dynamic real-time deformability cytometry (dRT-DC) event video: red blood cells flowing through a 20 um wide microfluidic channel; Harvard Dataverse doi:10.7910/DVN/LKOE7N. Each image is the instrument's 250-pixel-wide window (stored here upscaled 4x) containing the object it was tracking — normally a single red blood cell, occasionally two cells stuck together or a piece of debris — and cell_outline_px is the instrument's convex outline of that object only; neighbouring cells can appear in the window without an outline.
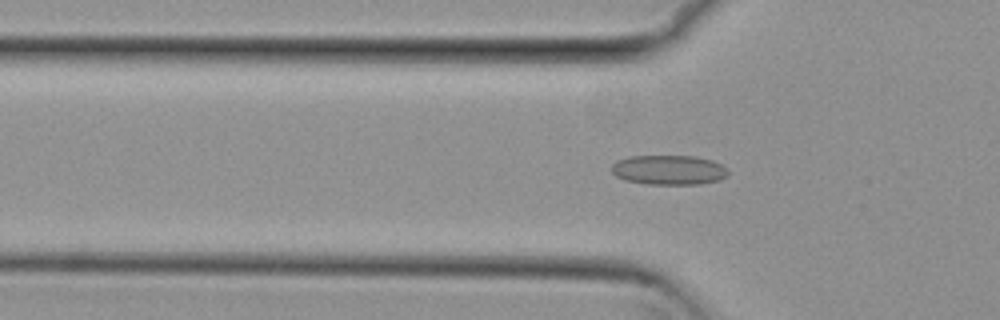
{"species": "common noctule bat (a hibernating species)", "species_latin": "Nyctalus noctula", "temperature_condition": "cold", "stored_images_in_passage": 56, "camera_frame_rate_fps": 3000, "um_per_image_px": 0.085, "animal": {"sex": "female", "body_mass_g": 29.2, "forearm_length_mm": 56.3}, "frame": {"image": 1, "passage_image": 18, "time_ms": 5.667, "image_size_px": [1000, 320], "cell_outline_px": [[728, 176], [720, 180], [700, 184], [648, 184], [624, 180], [616, 176], [612, 172], [612, 164], [616, 160], [632, 156], [696, 156], [712, 160], [728, 168]], "centroid_in_image_um": [56.87, 14.44], "position_along_channel_um": 68.9, "area_um2": 20.29}}
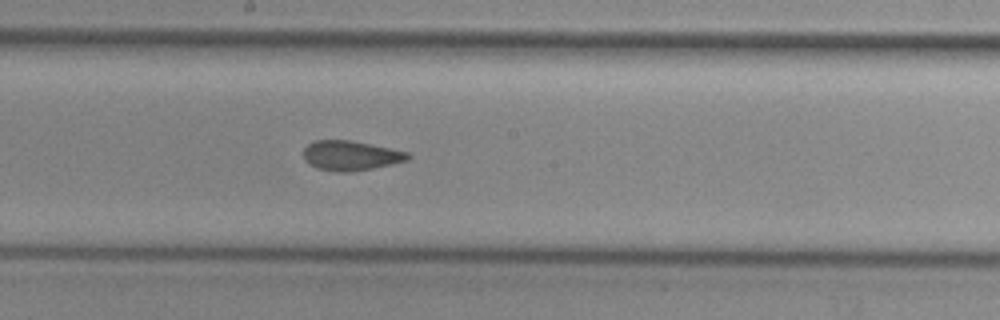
{"frame": {"image": 2, "passage_image": 30, "time_ms": 9.667, "image_size_px": [1000, 320], "cell_outline_px": [[412, 156], [408, 160], [392, 164], [352, 172], [336, 172], [316, 168], [304, 160], [304, 148], [308, 144], [316, 140], [352, 140], [408, 152]], "centroid_in_image_um": [29.81, 13.23], "position_along_channel_um": 218.4, "area_um2": 18.15}}
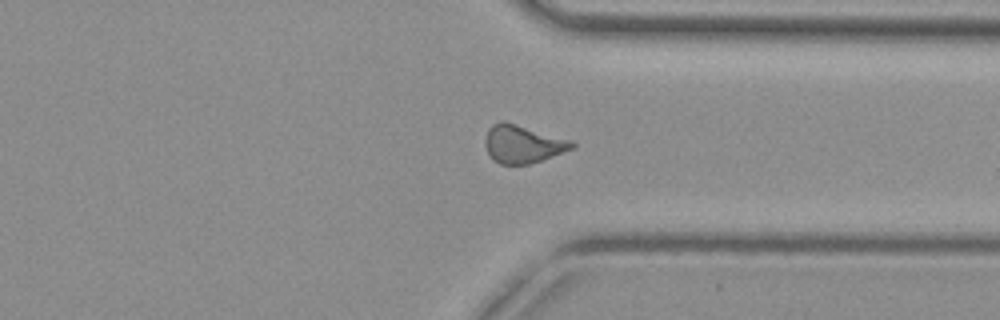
{"frame": {"image": 3, "passage_image": 42, "time_ms": 13.667, "image_size_px": [1000, 320], "cell_outline_px": [[576, 144], [572, 148], [540, 160], [528, 164], [500, 164], [492, 160], [484, 144], [484, 140], [488, 128], [492, 124], [504, 120], [572, 140]], "centroid_in_image_um": [44.38, 12.22], "position_along_channel_um": 367.0, "area_um2": 19.13}, "authors_computed_cell_mechanics": {"area_um2": 18.8428, "velocity_mm_per_s": 3.7306, "shape_relaxation_time_tau1_ms": null, "shape_relaxation_time_tau2_ms": 1.5779, "deformation_change_tau1": null, "deformation_change_tau2": 0.0668}}